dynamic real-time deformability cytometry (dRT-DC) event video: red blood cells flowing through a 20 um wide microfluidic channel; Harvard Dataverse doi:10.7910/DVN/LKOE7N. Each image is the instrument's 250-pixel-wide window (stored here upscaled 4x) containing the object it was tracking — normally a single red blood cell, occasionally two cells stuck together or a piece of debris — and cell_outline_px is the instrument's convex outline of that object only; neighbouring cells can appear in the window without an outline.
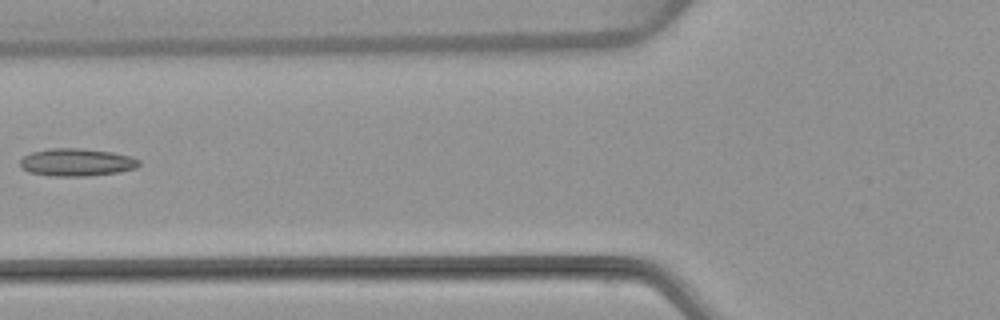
{"species": "common noctule bat (a hibernating species)", "species_latin": "Nyctalus noctula", "temperature_condition": "warm", "stored_images_in_passage": 4, "camera_frame_rate_fps": 3000, "um_per_image_px": 0.085, "animal": {"sex": "female", "body_mass_g": 22.7, "forearm_length_mm": 54.2}, "frame": {"image": 1, "passage_image": 3, "time_ms": 2.667, "image_size_px": [1000, 320], "cell_outline_px": [[140, 164], [136, 168], [120, 172], [88, 176], [52, 176], [28, 172], [20, 164], [20, 160], [24, 156], [32, 152], [48, 148], [80, 148], [112, 152], [132, 156], [140, 160]], "centroid_in_image_um": [6.55, 13.79], "position_along_channel_um": 119.3, "area_um2": 19.25}}
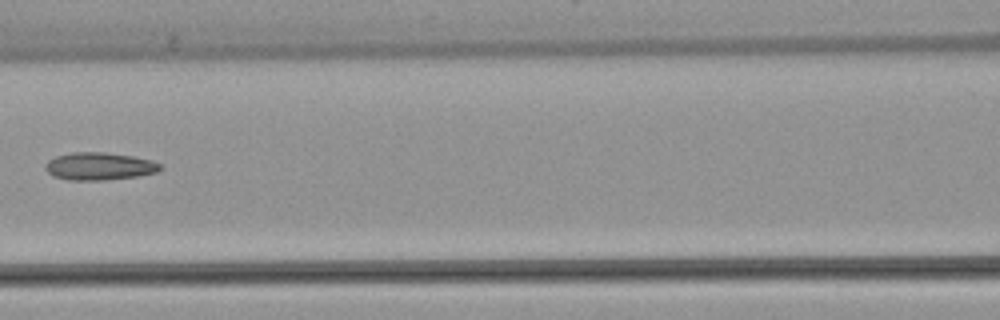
{"frame": {"image": 2, "passage_image": 4, "time_ms": 3.667, "image_size_px": [1000, 320], "cell_outline_px": [[164, 168], [156, 172], [136, 176], [104, 180], [68, 180], [52, 176], [44, 168], [48, 160], [56, 156], [72, 152], [104, 152], [132, 156], [152, 160], [160, 164]], "centroid_in_image_um": [8.43, 14.13], "position_along_channel_um": 158.2, "area_um2": 18.5}}